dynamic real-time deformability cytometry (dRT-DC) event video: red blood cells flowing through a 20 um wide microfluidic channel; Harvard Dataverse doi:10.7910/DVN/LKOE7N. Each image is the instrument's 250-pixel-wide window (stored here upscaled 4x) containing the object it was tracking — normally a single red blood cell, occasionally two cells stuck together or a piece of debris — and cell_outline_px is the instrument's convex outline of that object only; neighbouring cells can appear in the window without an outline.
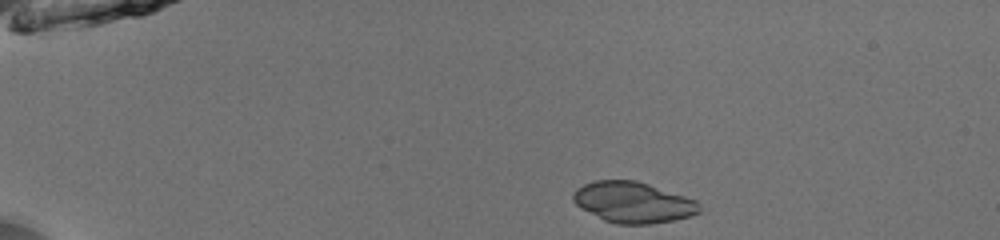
{"species": "common noctule bat (a hibernating species)", "species_latin": "Nyctalus noctula", "temperature_condition": "room temperature", "stored_images_in_passage": 42, "camera_frame_rate_fps": 3000, "um_per_image_px": 0.085, "animal": {"sex": "male", "body_mass_g": 13.0, "forearm_length_mm": 53.1}, "frame": {"image": 1, "passage_image": 1, "time_ms": 0.0, "image_size_px": [1000, 240], "cell_outline_px": [[700, 212], [692, 216], [672, 220], [648, 224], [616, 224], [604, 220], [580, 208], [572, 200], [572, 192], [576, 188], [584, 184], [596, 180], [636, 180], [696, 200], [700, 204]], "centroid_in_image_um": [53.78, 17.2], "position_along_channel_um": 31.2, "area_um2": 30.06}, "authors_computed_cell_mechanics": {"area_um2": 18.0914, "velocity_mm_per_s": 3.9653, "shape_relaxation_time_tau1_ms": 1.1473, "shape_relaxation_time_tau2_ms": 3.9976, "deformation_change_tau1": 0.1862, "deformation_change_tau2": 0.0926}}